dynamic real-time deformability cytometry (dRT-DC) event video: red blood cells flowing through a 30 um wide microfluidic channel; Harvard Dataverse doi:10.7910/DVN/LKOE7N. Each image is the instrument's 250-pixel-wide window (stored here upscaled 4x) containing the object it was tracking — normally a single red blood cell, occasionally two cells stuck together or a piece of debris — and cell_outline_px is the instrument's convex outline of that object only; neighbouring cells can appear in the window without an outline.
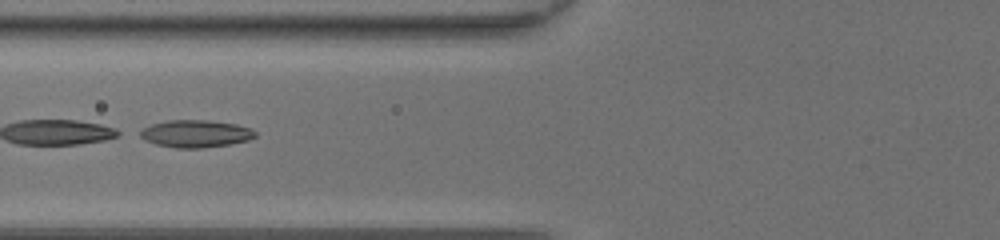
{"species": "common noctule bat (a hibernating species)", "species_latin": "Nyctalus noctula", "temperature_condition": "room temperature", "stored_images_in_passage": 48, "segment_of_instrument_passage": [2, 2], "camera_frame_rate_fps": 3000, "um_per_image_px": 0.085, "animal": {"sex": "female", "body_mass_g": 20.0, "forearm_length_mm": 54.0}, "frame": {"image": 1, "passage_image": 22, "time_ms": 7.0, "image_size_px": [1000, 240], "cell_outline_px": [[256, 136], [248, 140], [228, 144], [200, 148], [176, 148], [156, 144], [132, 132], [140, 128], [152, 124], [168, 120], [208, 120], [236, 124], [252, 128], [256, 132]], "centroid_in_image_um": [16.58, 11.35], "position_along_channel_um": 109.2, "area_um2": 18.5}}
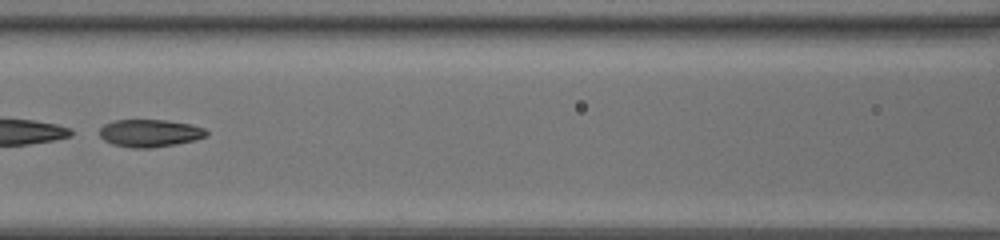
{"frame": {"image": 2, "passage_image": 25, "time_ms": 8.0, "image_size_px": [1000, 240], "cell_outline_px": [[208, 136], [196, 140], [176, 144], [148, 148], [132, 148], [112, 144], [104, 140], [100, 136], [100, 128], [104, 124], [112, 120], [168, 120], [192, 124], [204, 128], [208, 132]], "centroid_in_image_um": [12.75, 11.31], "position_along_channel_um": 153.8, "area_um2": 17.34}}
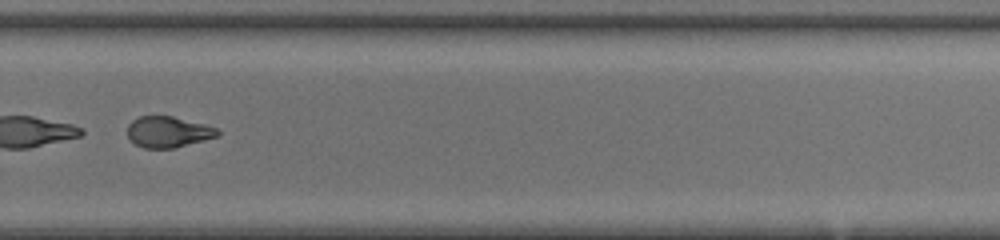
{"frame": {"image": 3, "passage_image": 36, "time_ms": 11.667, "image_size_px": [1000, 240], "cell_outline_px": [[220, 132], [216, 136], [204, 140], [172, 148], [144, 148], [136, 144], [128, 136], [128, 124], [132, 120], [140, 116], [172, 116], [204, 124], [216, 128]], "centroid_in_image_um": [14.27, 11.2], "position_along_channel_um": 315.5, "area_um2": 16.01}}